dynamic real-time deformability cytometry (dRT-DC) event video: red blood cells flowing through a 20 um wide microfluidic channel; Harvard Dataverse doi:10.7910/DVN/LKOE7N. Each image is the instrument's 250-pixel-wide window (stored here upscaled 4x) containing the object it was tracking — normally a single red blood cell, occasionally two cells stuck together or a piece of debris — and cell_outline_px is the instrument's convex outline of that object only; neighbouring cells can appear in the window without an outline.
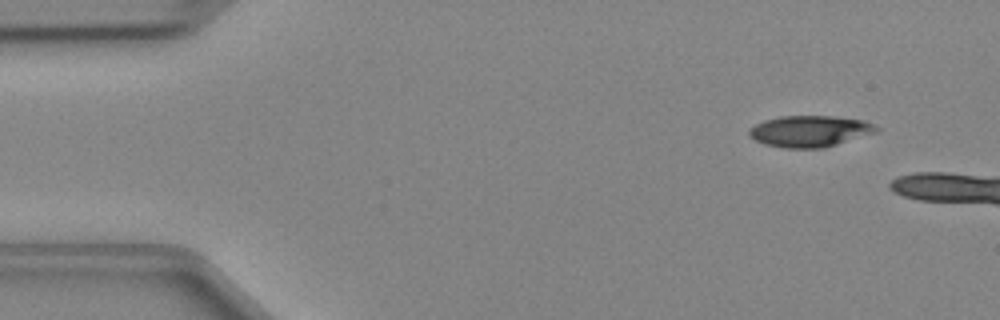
{"species": "Egyptian fruit bat (a non-hibernating species)", "species_latin": "Rousettus aegyptiacus", "temperature_condition": "cold", "stored_images_in_passage": 6, "camera_frame_rate_fps": 3000, "um_per_image_px": 0.085, "animal": {"sex": "female"}, "frame": {"image": 1, "passage_image": 1, "time_ms": 0.0, "image_size_px": [1000, 320], "cell_outline_px": [[880, 132], [824, 148], [784, 148], [764, 144], [748, 136], [748, 132], [756, 124], [764, 120], [780, 116], [832, 116], [864, 120], [880, 128]], "centroid_in_image_um": [68.88, 11.16], "position_along_channel_um": 16.1, "area_um2": 23.41}}